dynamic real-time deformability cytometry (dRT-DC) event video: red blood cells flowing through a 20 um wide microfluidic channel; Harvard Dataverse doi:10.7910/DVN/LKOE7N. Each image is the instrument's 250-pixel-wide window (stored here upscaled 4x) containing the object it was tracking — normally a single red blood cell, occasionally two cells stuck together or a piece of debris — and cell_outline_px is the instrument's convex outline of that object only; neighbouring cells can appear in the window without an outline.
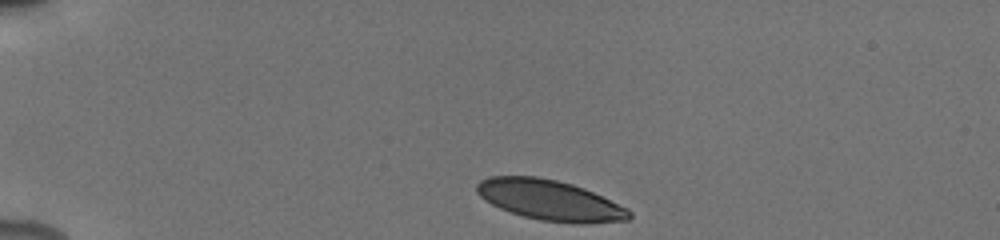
{"species": "human", "species_latin": "Homo sapiens", "temperature_condition": "cold", "stored_images_in_passage": 77, "camera_frame_rate_fps": 3000, "um_per_image_px": 0.085, "donor": {"sex": "male"}, "frame": {"image": 1, "passage_image": 1, "time_ms": 0.0, "image_size_px": [1000, 240], "cell_outline_px": [[632, 216], [628, 220], [584, 224], [572, 224], [540, 220], [524, 216], [500, 208], [484, 200], [476, 192], [476, 184], [480, 180], [492, 176], [536, 176], [556, 180], [572, 184], [584, 188], [628, 208], [632, 212]], "centroid_in_image_um": [46.75, 17.02], "position_along_channel_um": 38.2, "area_um2": 35.95}}
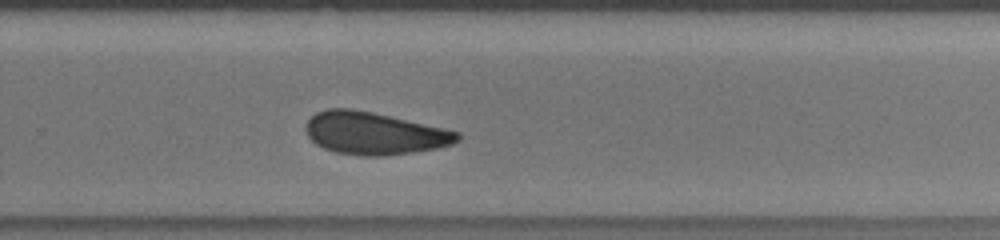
{"frame": {"image": 2, "passage_image": 48, "time_ms": 8.333, "image_size_px": [1000, 240], "cell_outline_px": [[460, 140], [452, 144], [436, 148], [412, 152], [384, 156], [360, 156], [336, 152], [324, 148], [316, 144], [308, 136], [304, 128], [308, 120], [316, 112], [328, 108], [352, 108], [372, 112], [460, 132]], "centroid_in_image_um": [31.78, 11.33], "position_along_channel_um": 298.0, "area_um2": 37.34}}
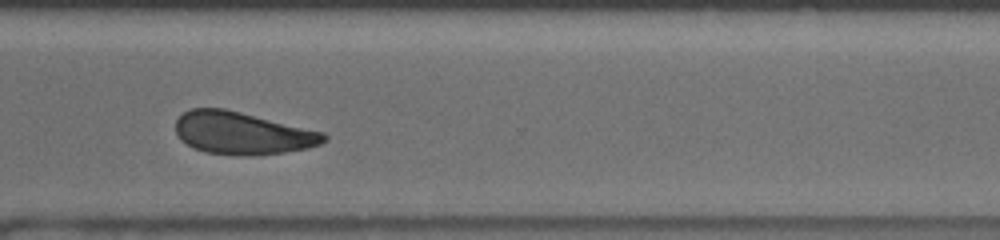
{"frame": {"image": 3, "passage_image": 56, "time_ms": 9.667, "image_size_px": [1000, 240], "cell_outline_px": [[328, 140], [320, 144], [308, 148], [284, 152], [204, 152], [180, 140], [176, 132], [176, 120], [184, 112], [192, 108], [224, 108], [324, 132], [328, 136]], "centroid_in_image_um": [20.6, 11.26], "position_along_channel_um": 350.0, "area_um2": 35.37}, "authors_computed_cell_mechanics": {"area_um2": 37.3388, "velocity_mm_per_s": 3.8823, "shape_relaxation_time_tau1_ms": 3.9585, "shape_relaxation_time_tau2_ms": 3.3652, "deformation_change_tau1": 0.1009, "deformation_change_tau2": 0.0891}}